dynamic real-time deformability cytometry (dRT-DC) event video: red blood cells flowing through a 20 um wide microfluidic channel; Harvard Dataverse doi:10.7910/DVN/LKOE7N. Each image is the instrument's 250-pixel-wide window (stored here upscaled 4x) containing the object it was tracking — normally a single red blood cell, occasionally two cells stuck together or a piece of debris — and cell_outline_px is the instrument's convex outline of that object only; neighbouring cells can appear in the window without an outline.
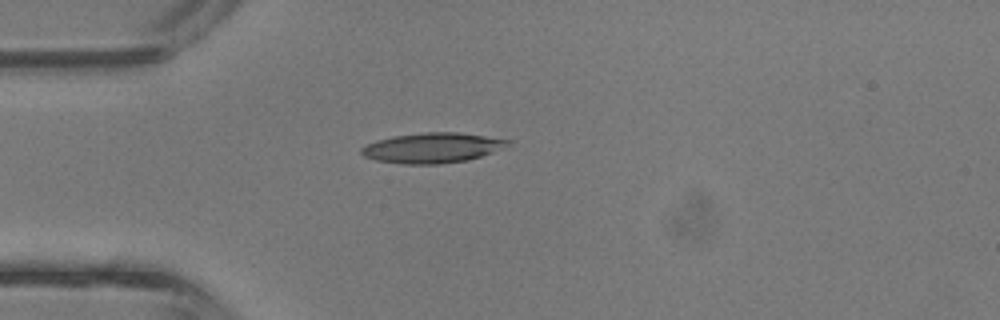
{"species": "common noctule bat (a hibernating species)", "species_latin": "Nyctalus noctula", "temperature_condition": "room temperature", "stored_images_in_passage": 1, "camera_frame_rate_fps": 3000, "um_per_image_px": 0.085, "animal": {"sex": "male", "body_mass_g": 13.3}, "frame": {"image": 1, "passage_image": 1, "time_ms": 0.0, "image_size_px": [1000, 320], "cell_outline_px": [[512, 140], [508, 144], [492, 152], [468, 160], [440, 164], [404, 164], [376, 160], [364, 156], [360, 152], [360, 148], [376, 140], [392, 136], [424, 132], [456, 132]], "centroid_in_image_um": [36.7, 12.56], "position_along_channel_um": 48.3, "area_um2": 25.49}}